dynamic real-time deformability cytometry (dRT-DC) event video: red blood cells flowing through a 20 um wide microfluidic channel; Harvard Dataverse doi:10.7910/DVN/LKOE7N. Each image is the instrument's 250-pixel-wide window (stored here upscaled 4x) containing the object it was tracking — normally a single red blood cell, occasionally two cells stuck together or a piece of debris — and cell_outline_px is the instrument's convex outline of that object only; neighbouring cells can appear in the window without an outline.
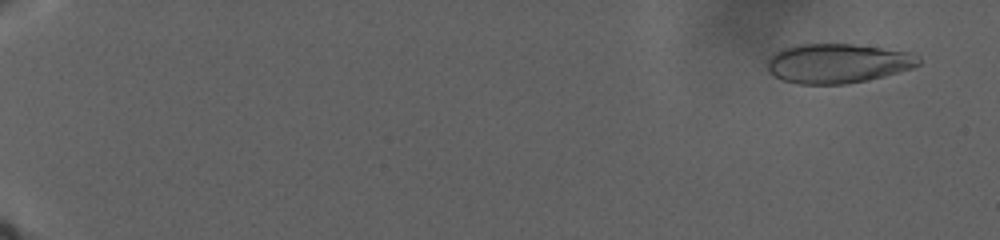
{"species": "human", "species_latin": "Homo sapiens", "temperature_condition": "warm", "stored_images_in_passage": 110, "camera_frame_rate_fps": 3000, "um_per_image_px": 0.085, "donor": {"sex": "male"}, "frame": {"image": 1, "passage_image": 8, "time_ms": 2.333, "image_size_px": [1000, 240], "cell_outline_px": [[920, 64], [912, 68], [884, 76], [868, 80], [844, 84], [800, 84], [784, 80], [768, 72], [768, 60], [780, 48], [796, 44], [852, 44], [908, 52], [916, 56], [920, 60]], "centroid_in_image_um": [71.18, 5.38], "position_along_channel_um": 13.8, "area_um2": 34.56}}
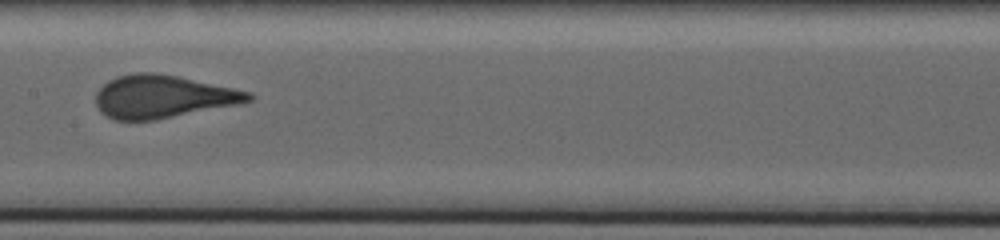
{"frame": {"image": 2, "passage_image": 63, "time_ms": 25.333, "image_size_px": [1000, 240], "cell_outline_px": [[256, 96], [252, 100], [240, 104], [156, 120], [112, 120], [100, 112], [96, 104], [96, 92], [108, 80], [116, 76], [136, 72], [152, 72], [176, 76], [252, 92]], "centroid_in_image_um": [13.84, 8.22], "position_along_channel_um": 193.6, "area_um2": 38.32}}
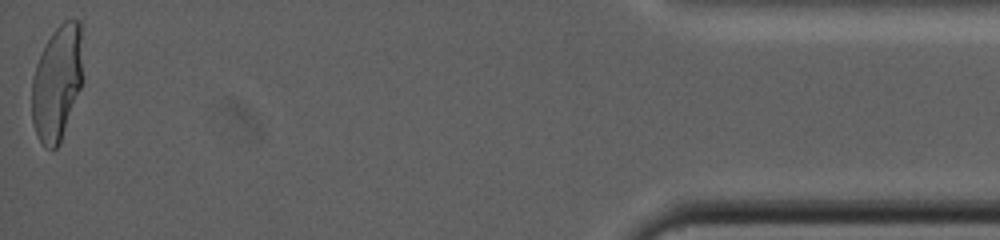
{"frame": {"image": 3, "passage_image": 110, "time_ms": 43.333, "image_size_px": [1000, 240], "cell_outline_px": [[84, 80], [60, 144], [52, 152], [44, 148], [36, 136], [32, 120], [32, 76], [36, 64], [52, 32], [64, 20], [80, 20]], "centroid_in_image_um": [4.87, 7.09], "position_along_channel_um": 430.3, "area_um2": 34.97}}